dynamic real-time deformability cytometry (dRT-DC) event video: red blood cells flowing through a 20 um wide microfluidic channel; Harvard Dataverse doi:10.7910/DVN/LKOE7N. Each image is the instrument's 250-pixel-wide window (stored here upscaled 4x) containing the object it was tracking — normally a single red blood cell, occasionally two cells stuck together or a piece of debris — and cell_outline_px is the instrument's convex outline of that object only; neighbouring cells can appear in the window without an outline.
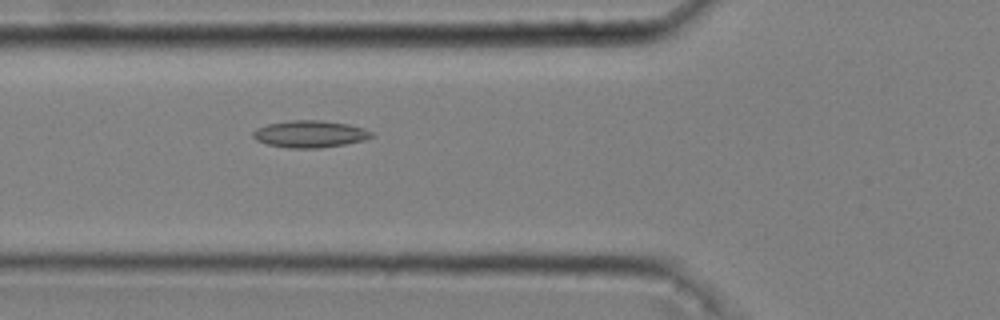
{"species": "common noctule bat (a hibernating species)", "species_latin": "Nyctalus noctula", "temperature_condition": "cold", "stored_images_in_passage": 49, "camera_frame_rate_fps": 3000, "um_per_image_px": 0.085, "animal": {"sex": "male", "body_mass_g": 20.4}, "frame": {"image": 1, "passage_image": 20, "time_ms": 6.333, "image_size_px": [1000, 320], "cell_outline_px": [[376, 136], [364, 140], [344, 144], [320, 148], [288, 148], [264, 144], [256, 140], [252, 136], [252, 132], [256, 128], [268, 124], [288, 120], [320, 120], [348, 124], [364, 128], [372, 132]], "centroid_in_image_um": [26.33, 11.39], "position_along_channel_um": 99.5, "area_um2": 18.84}}
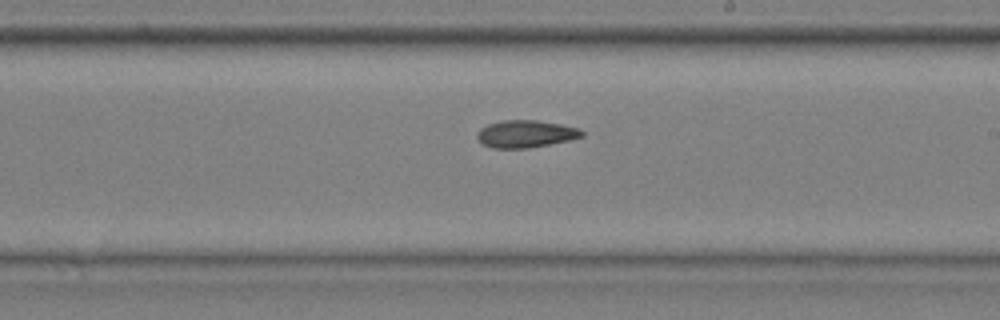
{"frame": {"image": 2, "passage_image": 32, "time_ms": 10.333, "image_size_px": [1000, 320], "cell_outline_px": [[584, 136], [568, 140], [528, 148], [492, 148], [484, 144], [476, 136], [476, 132], [480, 128], [488, 124], [504, 120], [536, 120], [560, 124], [580, 128], [584, 132]], "centroid_in_image_um": [44.68, 11.37], "position_along_channel_um": 244.3, "area_um2": 16.59}}
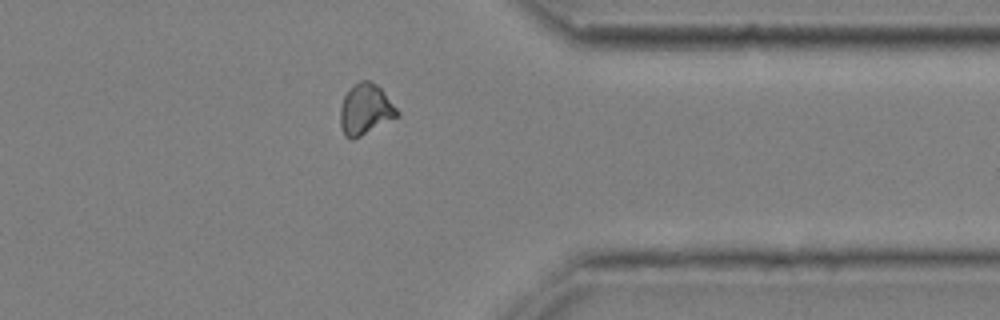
{"frame": {"image": 3, "passage_image": 44, "time_ms": 14.333, "image_size_px": [1000, 320], "cell_outline_px": [[400, 116], [352, 140], [344, 136], [340, 124], [340, 108], [344, 96], [360, 80], [368, 80], [376, 84], [380, 88], [400, 112]], "centroid_in_image_um": [31.06, 9.33], "position_along_channel_um": 380.3, "area_um2": 16.7}, "authors_computed_cell_mechanics": {"area_um2": 17.5134, "velocity_mm_per_s": 3.6192, "shape_relaxation_time_tau1_ms": null, "shape_relaxation_time_tau2_ms": 5.7409, "deformation_change_tau1": null, "deformation_change_tau2": 0.1141}}